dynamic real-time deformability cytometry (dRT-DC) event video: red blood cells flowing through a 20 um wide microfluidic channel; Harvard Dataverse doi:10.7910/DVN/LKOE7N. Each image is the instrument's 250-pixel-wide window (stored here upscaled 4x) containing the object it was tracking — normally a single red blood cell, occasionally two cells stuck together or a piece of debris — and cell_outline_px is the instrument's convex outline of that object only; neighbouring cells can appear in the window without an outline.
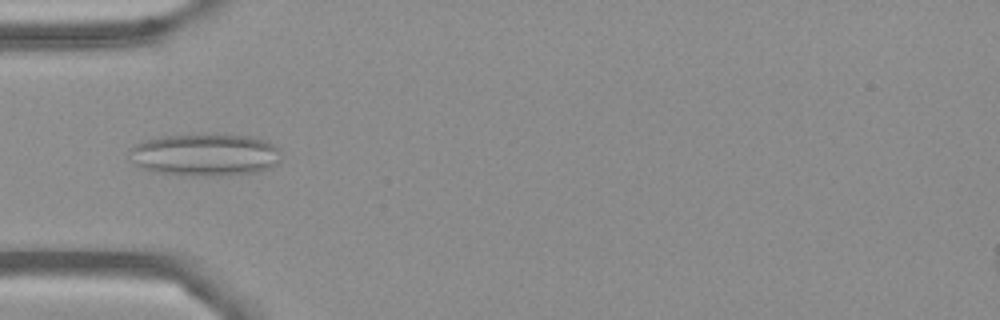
{"species": "Egyptian fruit bat (a non-hibernating species)", "species_latin": "Rousettus aegyptiacus", "temperature_condition": "cold", "stored_images_in_passage": 8, "camera_frame_rate_fps": 3000, "um_per_image_px": 0.085, "frame": {"image": 1, "passage_image": 3, "time_ms": 0.667, "image_size_px": [1000, 320], "cell_outline_px": [[280, 164], [272, 168], [260, 172], [228, 176], [176, 176], [156, 172], [140, 168], [132, 160], [128, 152], [136, 144], [144, 140], [164, 136], [204, 132], [252, 136], [268, 140], [280, 148]], "centroid_in_image_um": [17.5, 13.15], "position_along_channel_um": 67.5, "area_um2": 39.13}}